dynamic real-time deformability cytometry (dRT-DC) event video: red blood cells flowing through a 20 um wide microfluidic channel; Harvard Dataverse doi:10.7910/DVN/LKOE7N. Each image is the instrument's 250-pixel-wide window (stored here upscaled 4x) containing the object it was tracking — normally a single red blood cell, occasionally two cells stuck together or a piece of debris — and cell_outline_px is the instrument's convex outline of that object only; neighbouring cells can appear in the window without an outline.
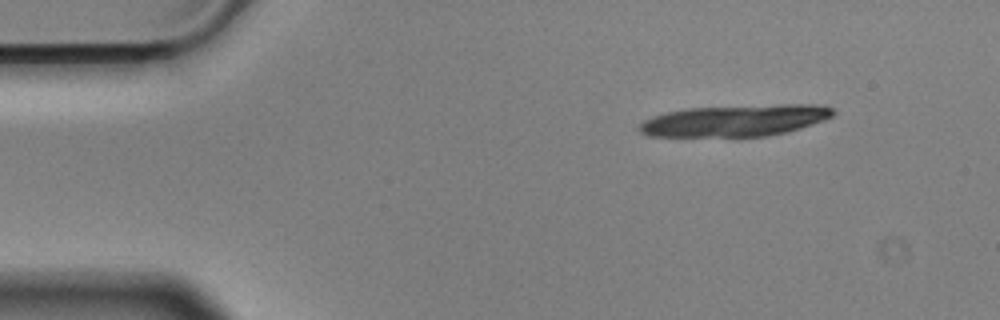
{"species": "Egyptian fruit bat (a non-hibernating species)", "species_latin": "Rousettus aegyptiacus", "temperature_condition": "cold", "stored_images_in_passage": 6, "camera_frame_rate_fps": 3000, "um_per_image_px": 0.085, "animal": {"sex": "male"}, "frame": {"image": 1, "passage_image": 1, "time_ms": 0.0, "image_size_px": [1000, 320], "cell_outline_px": [[836, 112], [832, 116], [824, 120], [788, 132], [768, 136], [648, 136], [640, 132], [636, 128], [644, 120], [652, 116], [668, 112], [688, 108], [784, 104], [824, 104], [832, 108]], "centroid_in_image_um": [62.52, 10.24], "position_along_channel_um": 22.5, "area_um2": 35.72}}